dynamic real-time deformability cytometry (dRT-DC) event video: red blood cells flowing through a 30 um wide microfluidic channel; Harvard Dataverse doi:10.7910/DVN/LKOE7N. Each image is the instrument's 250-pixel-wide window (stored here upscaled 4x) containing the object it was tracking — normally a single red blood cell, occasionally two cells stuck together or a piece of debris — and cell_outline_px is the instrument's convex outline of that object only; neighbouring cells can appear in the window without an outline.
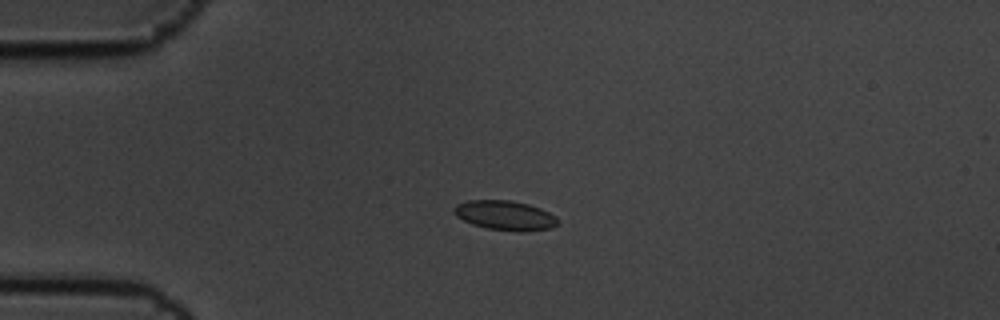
{"species": "common noctule bat (a hibernating species)", "species_latin": "Nyctalus noctula", "temperature_condition": "cold", "stored_images_in_passage": 6, "camera_frame_rate_fps": 3000, "um_per_image_px": 0.085, "animal": {"sex": "male", "body_mass_g": 19.5, "forearm_length_mm": 54.6}, "frame": {"image": 1, "passage_image": 4, "time_ms": 1.0, "image_size_px": [1000, 320], "cell_outline_px": [[560, 224], [552, 228], [524, 232], [516, 232], [484, 228], [472, 224], [456, 216], [452, 212], [452, 208], [456, 204], [468, 200], [512, 200], [528, 204], [540, 208], [556, 216], [560, 220]], "centroid_in_image_um": [42.95, 18.32], "position_along_channel_um": 42.1, "area_um2": 18.32}}
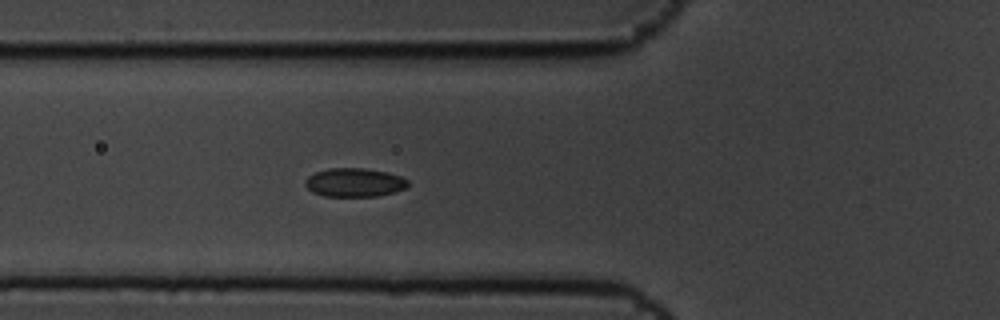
{"frame": {"image": 2, "passage_image": 6, "time_ms": 1.667, "image_size_px": [1000, 320], "cell_outline_px": [[408, 184], [404, 188], [396, 192], [376, 196], [324, 196], [312, 192], [304, 184], [304, 180], [308, 176], [316, 172], [328, 168], [364, 168], [388, 172], [400, 176], [408, 180]], "centroid_in_image_um": [30.11, 15.5], "position_along_channel_um": 95.7, "area_um2": 17.22}}